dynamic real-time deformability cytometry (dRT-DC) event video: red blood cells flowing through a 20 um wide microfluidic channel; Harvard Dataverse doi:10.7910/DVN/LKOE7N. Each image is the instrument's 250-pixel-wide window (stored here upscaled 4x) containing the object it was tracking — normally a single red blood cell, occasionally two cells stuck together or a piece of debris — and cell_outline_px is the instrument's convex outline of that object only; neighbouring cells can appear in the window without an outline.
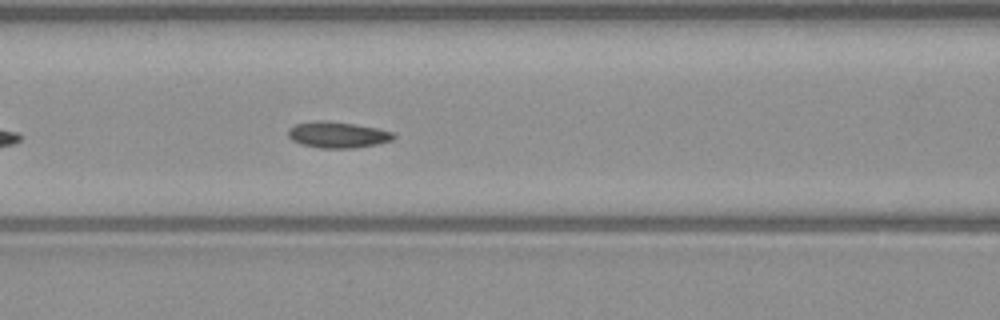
{"species": "common noctule bat (a hibernating species)", "species_latin": "Nyctalus noctula", "temperature_condition": "warm", "stored_images_in_passage": 38, "camera_frame_rate_fps": 3000, "um_per_image_px": 0.085, "animal": {"sex": "male", "body_mass_g": 23.1, "forearm_length_mm": 52.7}, "frame": {"image": 1, "passage_image": 9, "time_ms": 2.667, "image_size_px": [1000, 320], "cell_outline_px": [[396, 136], [392, 140], [376, 144], [352, 148], [320, 148], [300, 144], [292, 140], [288, 136], [288, 128], [296, 124], [316, 120], [328, 120], [376, 128], [392, 132]], "centroid_in_image_um": [28.65, 11.45], "position_along_channel_um": 137.9, "area_um2": 16.01}}
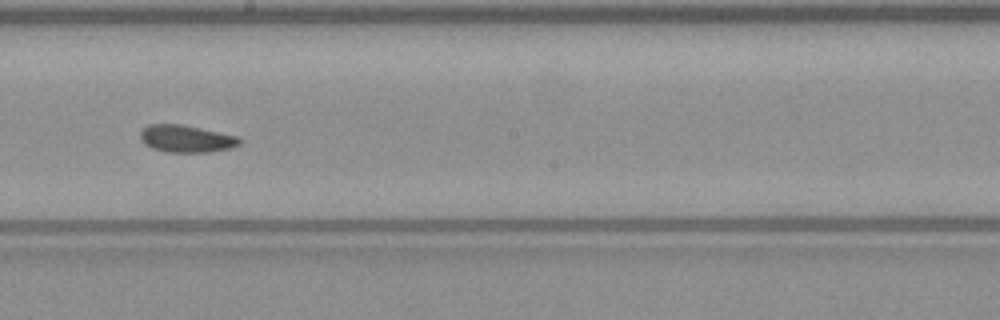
{"frame": {"image": 2, "passage_image": 16, "time_ms": 5.0, "image_size_px": [1000, 320], "cell_outline_px": [[240, 144], [232, 148], [212, 152], [168, 152], [152, 148], [144, 144], [140, 136], [140, 132], [148, 124], [180, 124], [240, 136]], "centroid_in_image_um": [15.86, 11.79], "position_along_channel_um": 232.3, "area_um2": 15.84}}
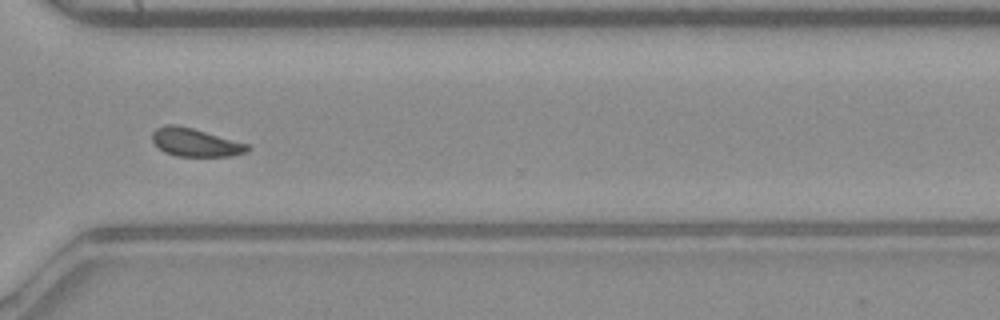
{"frame": {"image": 3, "passage_image": 25, "time_ms": 8.0, "image_size_px": [1000, 320], "cell_outline_px": [[252, 148], [248, 152], [232, 156], [176, 156], [164, 152], [152, 140], [152, 132], [156, 128], [168, 124], [176, 124], [192, 128], [248, 144]], "centroid_in_image_um": [16.62, 12.11], "position_along_channel_um": 354.0, "area_um2": 15.61}, "authors_computed_cell_mechanics": {"area_um2": 15.9239, "velocity_mm_per_s": 4.0534, "shape_relaxation_time_tau1_ms": null, "shape_relaxation_time_tau2_ms": 5.8424, "deformation_change_tau1": null, "deformation_change_tau2": 0.0967}}